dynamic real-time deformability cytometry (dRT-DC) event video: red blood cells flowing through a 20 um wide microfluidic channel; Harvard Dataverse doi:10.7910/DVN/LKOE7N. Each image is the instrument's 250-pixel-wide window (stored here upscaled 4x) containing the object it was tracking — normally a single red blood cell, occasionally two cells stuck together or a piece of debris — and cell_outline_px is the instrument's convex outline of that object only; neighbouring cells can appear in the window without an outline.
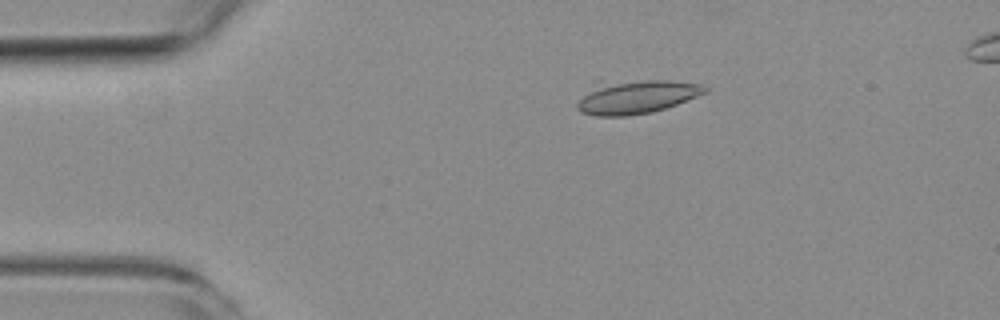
{"species": "common noctule bat (a hibernating species)", "species_latin": "Nyctalus noctula", "temperature_condition": "room temperature", "stored_images_in_passage": 4, "camera_frame_rate_fps": 3000, "um_per_image_px": 0.085, "animal": {"sex": "female", "body_mass_g": 19.3, "forearm_length_mm": 54.1}, "frame": {"image": 1, "passage_image": 2, "time_ms": 1.0, "image_size_px": [1000, 320], "cell_outline_px": [[708, 92], [676, 104], [652, 112], [628, 116], [596, 116], [580, 112], [576, 108], [576, 104], [592, 80], [668, 80], [704, 84], [708, 88]], "centroid_in_image_um": [53.99, 8.19], "position_along_channel_um": 31.0, "area_um2": 25.95}}